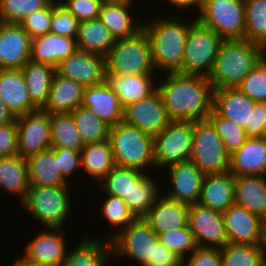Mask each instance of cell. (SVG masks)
<instances>
[{"mask_svg": "<svg viewBox=\"0 0 266 266\" xmlns=\"http://www.w3.org/2000/svg\"><path fill=\"white\" fill-rule=\"evenodd\" d=\"M157 85L171 121L206 120L212 110L213 89L208 77L168 72Z\"/></svg>", "mask_w": 266, "mask_h": 266, "instance_id": "cell-1", "label": "cell"}, {"mask_svg": "<svg viewBox=\"0 0 266 266\" xmlns=\"http://www.w3.org/2000/svg\"><path fill=\"white\" fill-rule=\"evenodd\" d=\"M182 20L178 15L172 18L156 16L149 22H143L142 29L151 46L152 63L155 71H160V74L181 69L188 29L196 17L190 21Z\"/></svg>", "mask_w": 266, "mask_h": 266, "instance_id": "cell-2", "label": "cell"}, {"mask_svg": "<svg viewBox=\"0 0 266 266\" xmlns=\"http://www.w3.org/2000/svg\"><path fill=\"white\" fill-rule=\"evenodd\" d=\"M266 56V50L246 39L223 40L209 81L213 91L236 88Z\"/></svg>", "mask_w": 266, "mask_h": 266, "instance_id": "cell-3", "label": "cell"}, {"mask_svg": "<svg viewBox=\"0 0 266 266\" xmlns=\"http://www.w3.org/2000/svg\"><path fill=\"white\" fill-rule=\"evenodd\" d=\"M109 141L114 163L145 172L155 169L154 138L125 122L110 127Z\"/></svg>", "mask_w": 266, "mask_h": 266, "instance_id": "cell-4", "label": "cell"}, {"mask_svg": "<svg viewBox=\"0 0 266 266\" xmlns=\"http://www.w3.org/2000/svg\"><path fill=\"white\" fill-rule=\"evenodd\" d=\"M69 186H30L26 199L21 203L33 220L46 228H63L72 210ZM70 193V194H69ZM72 201V202H71Z\"/></svg>", "mask_w": 266, "mask_h": 266, "instance_id": "cell-5", "label": "cell"}, {"mask_svg": "<svg viewBox=\"0 0 266 266\" xmlns=\"http://www.w3.org/2000/svg\"><path fill=\"white\" fill-rule=\"evenodd\" d=\"M106 74L139 75L155 72L151 46L142 29L130 38L117 39L105 57Z\"/></svg>", "mask_w": 266, "mask_h": 266, "instance_id": "cell-6", "label": "cell"}, {"mask_svg": "<svg viewBox=\"0 0 266 266\" xmlns=\"http://www.w3.org/2000/svg\"><path fill=\"white\" fill-rule=\"evenodd\" d=\"M223 39L197 19L189 26L181 69L185 75H211Z\"/></svg>", "mask_w": 266, "mask_h": 266, "instance_id": "cell-7", "label": "cell"}, {"mask_svg": "<svg viewBox=\"0 0 266 266\" xmlns=\"http://www.w3.org/2000/svg\"><path fill=\"white\" fill-rule=\"evenodd\" d=\"M189 160L205 176L229 171L230 154L207 119L194 122L193 144Z\"/></svg>", "mask_w": 266, "mask_h": 266, "instance_id": "cell-8", "label": "cell"}, {"mask_svg": "<svg viewBox=\"0 0 266 266\" xmlns=\"http://www.w3.org/2000/svg\"><path fill=\"white\" fill-rule=\"evenodd\" d=\"M198 14L196 19L223 40L245 39V0H202Z\"/></svg>", "mask_w": 266, "mask_h": 266, "instance_id": "cell-9", "label": "cell"}, {"mask_svg": "<svg viewBox=\"0 0 266 266\" xmlns=\"http://www.w3.org/2000/svg\"><path fill=\"white\" fill-rule=\"evenodd\" d=\"M194 122L171 121L154 136V161L160 170L189 161L193 144Z\"/></svg>", "mask_w": 266, "mask_h": 266, "instance_id": "cell-10", "label": "cell"}, {"mask_svg": "<svg viewBox=\"0 0 266 266\" xmlns=\"http://www.w3.org/2000/svg\"><path fill=\"white\" fill-rule=\"evenodd\" d=\"M112 257L130 258L140 266H150L154 245L159 236L150 228L144 218H136L111 240Z\"/></svg>", "mask_w": 266, "mask_h": 266, "instance_id": "cell-11", "label": "cell"}, {"mask_svg": "<svg viewBox=\"0 0 266 266\" xmlns=\"http://www.w3.org/2000/svg\"><path fill=\"white\" fill-rule=\"evenodd\" d=\"M18 155L28 157L51 148L50 114L38 109L16 117Z\"/></svg>", "mask_w": 266, "mask_h": 266, "instance_id": "cell-12", "label": "cell"}, {"mask_svg": "<svg viewBox=\"0 0 266 266\" xmlns=\"http://www.w3.org/2000/svg\"><path fill=\"white\" fill-rule=\"evenodd\" d=\"M222 215L228 243L265 245L266 222L261 218L236 204Z\"/></svg>", "mask_w": 266, "mask_h": 266, "instance_id": "cell-13", "label": "cell"}, {"mask_svg": "<svg viewBox=\"0 0 266 266\" xmlns=\"http://www.w3.org/2000/svg\"><path fill=\"white\" fill-rule=\"evenodd\" d=\"M188 226L196 244L221 249L228 244L223 215L199 203L189 205Z\"/></svg>", "mask_w": 266, "mask_h": 266, "instance_id": "cell-14", "label": "cell"}, {"mask_svg": "<svg viewBox=\"0 0 266 266\" xmlns=\"http://www.w3.org/2000/svg\"><path fill=\"white\" fill-rule=\"evenodd\" d=\"M124 122L151 136L159 134L170 122L159 92L124 108Z\"/></svg>", "mask_w": 266, "mask_h": 266, "instance_id": "cell-15", "label": "cell"}, {"mask_svg": "<svg viewBox=\"0 0 266 266\" xmlns=\"http://www.w3.org/2000/svg\"><path fill=\"white\" fill-rule=\"evenodd\" d=\"M43 230L26 244L24 254L20 257L34 265L60 266L68 248L65 245V231L62 228L46 227Z\"/></svg>", "mask_w": 266, "mask_h": 266, "instance_id": "cell-16", "label": "cell"}, {"mask_svg": "<svg viewBox=\"0 0 266 266\" xmlns=\"http://www.w3.org/2000/svg\"><path fill=\"white\" fill-rule=\"evenodd\" d=\"M55 72L85 87L96 86L104 83L106 79L105 57L78 49L60 61Z\"/></svg>", "mask_w": 266, "mask_h": 266, "instance_id": "cell-17", "label": "cell"}, {"mask_svg": "<svg viewBox=\"0 0 266 266\" xmlns=\"http://www.w3.org/2000/svg\"><path fill=\"white\" fill-rule=\"evenodd\" d=\"M31 41L20 24L0 22V70L21 69L30 60Z\"/></svg>", "mask_w": 266, "mask_h": 266, "instance_id": "cell-18", "label": "cell"}, {"mask_svg": "<svg viewBox=\"0 0 266 266\" xmlns=\"http://www.w3.org/2000/svg\"><path fill=\"white\" fill-rule=\"evenodd\" d=\"M172 188H169L165 197L185 203L196 204L200 200L204 174L190 160L167 167Z\"/></svg>", "mask_w": 266, "mask_h": 266, "instance_id": "cell-19", "label": "cell"}, {"mask_svg": "<svg viewBox=\"0 0 266 266\" xmlns=\"http://www.w3.org/2000/svg\"><path fill=\"white\" fill-rule=\"evenodd\" d=\"M254 103L238 87L213 91L212 109L221 117L243 127L247 137H250V117Z\"/></svg>", "mask_w": 266, "mask_h": 266, "instance_id": "cell-20", "label": "cell"}, {"mask_svg": "<svg viewBox=\"0 0 266 266\" xmlns=\"http://www.w3.org/2000/svg\"><path fill=\"white\" fill-rule=\"evenodd\" d=\"M81 106L88 108L110 127L124 122V107L106 81L96 86L85 87Z\"/></svg>", "mask_w": 266, "mask_h": 266, "instance_id": "cell-21", "label": "cell"}, {"mask_svg": "<svg viewBox=\"0 0 266 266\" xmlns=\"http://www.w3.org/2000/svg\"><path fill=\"white\" fill-rule=\"evenodd\" d=\"M143 218L157 235L178 230L188 227L189 205L160 195Z\"/></svg>", "mask_w": 266, "mask_h": 266, "instance_id": "cell-22", "label": "cell"}, {"mask_svg": "<svg viewBox=\"0 0 266 266\" xmlns=\"http://www.w3.org/2000/svg\"><path fill=\"white\" fill-rule=\"evenodd\" d=\"M229 172L234 176H266V137H248L230 155Z\"/></svg>", "mask_w": 266, "mask_h": 266, "instance_id": "cell-23", "label": "cell"}, {"mask_svg": "<svg viewBox=\"0 0 266 266\" xmlns=\"http://www.w3.org/2000/svg\"><path fill=\"white\" fill-rule=\"evenodd\" d=\"M77 50V39L49 32L32 39L30 60L56 68Z\"/></svg>", "mask_w": 266, "mask_h": 266, "instance_id": "cell-24", "label": "cell"}, {"mask_svg": "<svg viewBox=\"0 0 266 266\" xmlns=\"http://www.w3.org/2000/svg\"><path fill=\"white\" fill-rule=\"evenodd\" d=\"M0 98L15 117L38 110L30 100L21 69L0 70Z\"/></svg>", "mask_w": 266, "mask_h": 266, "instance_id": "cell-25", "label": "cell"}, {"mask_svg": "<svg viewBox=\"0 0 266 266\" xmlns=\"http://www.w3.org/2000/svg\"><path fill=\"white\" fill-rule=\"evenodd\" d=\"M85 86L72 79L58 75L53 76L49 96L43 111L53 114L71 113L81 106Z\"/></svg>", "mask_w": 266, "mask_h": 266, "instance_id": "cell-26", "label": "cell"}, {"mask_svg": "<svg viewBox=\"0 0 266 266\" xmlns=\"http://www.w3.org/2000/svg\"><path fill=\"white\" fill-rule=\"evenodd\" d=\"M235 176L228 172L204 176L199 204L223 213L235 204Z\"/></svg>", "mask_w": 266, "mask_h": 266, "instance_id": "cell-27", "label": "cell"}, {"mask_svg": "<svg viewBox=\"0 0 266 266\" xmlns=\"http://www.w3.org/2000/svg\"><path fill=\"white\" fill-rule=\"evenodd\" d=\"M133 3L125 0L104 3L101 6L98 19L108 28L115 40L133 37L142 30L143 23L140 18L133 19V14L129 13Z\"/></svg>", "mask_w": 266, "mask_h": 266, "instance_id": "cell-28", "label": "cell"}, {"mask_svg": "<svg viewBox=\"0 0 266 266\" xmlns=\"http://www.w3.org/2000/svg\"><path fill=\"white\" fill-rule=\"evenodd\" d=\"M82 236L81 242L72 251L66 252L60 266H106L112 258L111 241L90 238L86 234Z\"/></svg>", "mask_w": 266, "mask_h": 266, "instance_id": "cell-29", "label": "cell"}, {"mask_svg": "<svg viewBox=\"0 0 266 266\" xmlns=\"http://www.w3.org/2000/svg\"><path fill=\"white\" fill-rule=\"evenodd\" d=\"M235 204L266 222V176H235Z\"/></svg>", "mask_w": 266, "mask_h": 266, "instance_id": "cell-30", "label": "cell"}, {"mask_svg": "<svg viewBox=\"0 0 266 266\" xmlns=\"http://www.w3.org/2000/svg\"><path fill=\"white\" fill-rule=\"evenodd\" d=\"M154 74L116 75L106 74V83L118 95L125 108L131 103L146 98L157 90ZM154 78V79H153Z\"/></svg>", "mask_w": 266, "mask_h": 266, "instance_id": "cell-31", "label": "cell"}, {"mask_svg": "<svg viewBox=\"0 0 266 266\" xmlns=\"http://www.w3.org/2000/svg\"><path fill=\"white\" fill-rule=\"evenodd\" d=\"M26 160L30 186H70L57 169V155L52 148L38 152Z\"/></svg>", "mask_w": 266, "mask_h": 266, "instance_id": "cell-32", "label": "cell"}, {"mask_svg": "<svg viewBox=\"0 0 266 266\" xmlns=\"http://www.w3.org/2000/svg\"><path fill=\"white\" fill-rule=\"evenodd\" d=\"M0 188L20 197L23 203L30 188L28 164L19 155L0 158Z\"/></svg>", "mask_w": 266, "mask_h": 266, "instance_id": "cell-33", "label": "cell"}, {"mask_svg": "<svg viewBox=\"0 0 266 266\" xmlns=\"http://www.w3.org/2000/svg\"><path fill=\"white\" fill-rule=\"evenodd\" d=\"M31 102L42 109L47 102L55 68L29 60L21 68Z\"/></svg>", "mask_w": 266, "mask_h": 266, "instance_id": "cell-34", "label": "cell"}, {"mask_svg": "<svg viewBox=\"0 0 266 266\" xmlns=\"http://www.w3.org/2000/svg\"><path fill=\"white\" fill-rule=\"evenodd\" d=\"M115 166L110 141L86 144L81 150L82 173L100 182Z\"/></svg>", "mask_w": 266, "mask_h": 266, "instance_id": "cell-35", "label": "cell"}, {"mask_svg": "<svg viewBox=\"0 0 266 266\" xmlns=\"http://www.w3.org/2000/svg\"><path fill=\"white\" fill-rule=\"evenodd\" d=\"M115 41L98 18L80 22L77 36L79 50L106 57Z\"/></svg>", "mask_w": 266, "mask_h": 266, "instance_id": "cell-36", "label": "cell"}, {"mask_svg": "<svg viewBox=\"0 0 266 266\" xmlns=\"http://www.w3.org/2000/svg\"><path fill=\"white\" fill-rule=\"evenodd\" d=\"M145 172L128 167L115 165L106 176L99 182V190L104 194L130 200V192L135 184Z\"/></svg>", "mask_w": 266, "mask_h": 266, "instance_id": "cell-37", "label": "cell"}, {"mask_svg": "<svg viewBox=\"0 0 266 266\" xmlns=\"http://www.w3.org/2000/svg\"><path fill=\"white\" fill-rule=\"evenodd\" d=\"M51 147L81 151L85 146L71 113L50 115Z\"/></svg>", "mask_w": 266, "mask_h": 266, "instance_id": "cell-38", "label": "cell"}, {"mask_svg": "<svg viewBox=\"0 0 266 266\" xmlns=\"http://www.w3.org/2000/svg\"><path fill=\"white\" fill-rule=\"evenodd\" d=\"M157 183L153 177L145 173L133 184L130 200L124 201L136 218H143L155 204L160 194L163 195V193H159L161 189H158Z\"/></svg>", "mask_w": 266, "mask_h": 266, "instance_id": "cell-39", "label": "cell"}, {"mask_svg": "<svg viewBox=\"0 0 266 266\" xmlns=\"http://www.w3.org/2000/svg\"><path fill=\"white\" fill-rule=\"evenodd\" d=\"M71 114L84 145L109 140L110 126L88 108L79 106Z\"/></svg>", "mask_w": 266, "mask_h": 266, "instance_id": "cell-40", "label": "cell"}, {"mask_svg": "<svg viewBox=\"0 0 266 266\" xmlns=\"http://www.w3.org/2000/svg\"><path fill=\"white\" fill-rule=\"evenodd\" d=\"M245 39L266 50V0H245Z\"/></svg>", "mask_w": 266, "mask_h": 266, "instance_id": "cell-41", "label": "cell"}, {"mask_svg": "<svg viewBox=\"0 0 266 266\" xmlns=\"http://www.w3.org/2000/svg\"><path fill=\"white\" fill-rule=\"evenodd\" d=\"M265 245L228 243L220 249L221 261L227 266H262Z\"/></svg>", "mask_w": 266, "mask_h": 266, "instance_id": "cell-42", "label": "cell"}, {"mask_svg": "<svg viewBox=\"0 0 266 266\" xmlns=\"http://www.w3.org/2000/svg\"><path fill=\"white\" fill-rule=\"evenodd\" d=\"M103 203L101 209L103 217L110 223V227H113V231L107 236L108 240H111L121 230L128 227L136 217L129 210L124 199L106 194Z\"/></svg>", "mask_w": 266, "mask_h": 266, "instance_id": "cell-43", "label": "cell"}, {"mask_svg": "<svg viewBox=\"0 0 266 266\" xmlns=\"http://www.w3.org/2000/svg\"><path fill=\"white\" fill-rule=\"evenodd\" d=\"M207 120L215 128L216 133L222 139L226 150L230 155L238 150L248 138L243 127L238 126L233 121L221 117L213 109L207 116Z\"/></svg>", "mask_w": 266, "mask_h": 266, "instance_id": "cell-44", "label": "cell"}, {"mask_svg": "<svg viewBox=\"0 0 266 266\" xmlns=\"http://www.w3.org/2000/svg\"><path fill=\"white\" fill-rule=\"evenodd\" d=\"M52 0H0V22L20 24L36 10L45 8Z\"/></svg>", "mask_w": 266, "mask_h": 266, "instance_id": "cell-45", "label": "cell"}, {"mask_svg": "<svg viewBox=\"0 0 266 266\" xmlns=\"http://www.w3.org/2000/svg\"><path fill=\"white\" fill-rule=\"evenodd\" d=\"M158 236L162 244L182 259L186 258L198 248L189 226L178 230H169L165 233L158 234Z\"/></svg>", "mask_w": 266, "mask_h": 266, "instance_id": "cell-46", "label": "cell"}, {"mask_svg": "<svg viewBox=\"0 0 266 266\" xmlns=\"http://www.w3.org/2000/svg\"><path fill=\"white\" fill-rule=\"evenodd\" d=\"M238 88L254 102L266 103V56L246 75Z\"/></svg>", "mask_w": 266, "mask_h": 266, "instance_id": "cell-47", "label": "cell"}, {"mask_svg": "<svg viewBox=\"0 0 266 266\" xmlns=\"http://www.w3.org/2000/svg\"><path fill=\"white\" fill-rule=\"evenodd\" d=\"M80 21L61 2L52 1L50 32L77 39Z\"/></svg>", "mask_w": 266, "mask_h": 266, "instance_id": "cell-48", "label": "cell"}, {"mask_svg": "<svg viewBox=\"0 0 266 266\" xmlns=\"http://www.w3.org/2000/svg\"><path fill=\"white\" fill-rule=\"evenodd\" d=\"M52 16V1L45 7L36 10L25 17L21 22V27L33 39L37 36L45 35L50 32Z\"/></svg>", "mask_w": 266, "mask_h": 266, "instance_id": "cell-49", "label": "cell"}, {"mask_svg": "<svg viewBox=\"0 0 266 266\" xmlns=\"http://www.w3.org/2000/svg\"><path fill=\"white\" fill-rule=\"evenodd\" d=\"M61 3L80 22L97 19L103 4L100 0H63Z\"/></svg>", "mask_w": 266, "mask_h": 266, "instance_id": "cell-50", "label": "cell"}, {"mask_svg": "<svg viewBox=\"0 0 266 266\" xmlns=\"http://www.w3.org/2000/svg\"><path fill=\"white\" fill-rule=\"evenodd\" d=\"M57 155V165L61 176L68 182V178L81 169V151L68 148L51 147Z\"/></svg>", "mask_w": 266, "mask_h": 266, "instance_id": "cell-51", "label": "cell"}, {"mask_svg": "<svg viewBox=\"0 0 266 266\" xmlns=\"http://www.w3.org/2000/svg\"><path fill=\"white\" fill-rule=\"evenodd\" d=\"M221 262L220 249L198 247L183 259V266H219Z\"/></svg>", "mask_w": 266, "mask_h": 266, "instance_id": "cell-52", "label": "cell"}, {"mask_svg": "<svg viewBox=\"0 0 266 266\" xmlns=\"http://www.w3.org/2000/svg\"><path fill=\"white\" fill-rule=\"evenodd\" d=\"M14 155H18L16 120L0 126V158Z\"/></svg>", "mask_w": 266, "mask_h": 266, "instance_id": "cell-53", "label": "cell"}, {"mask_svg": "<svg viewBox=\"0 0 266 266\" xmlns=\"http://www.w3.org/2000/svg\"><path fill=\"white\" fill-rule=\"evenodd\" d=\"M183 259L160 241L154 245L150 266H181Z\"/></svg>", "mask_w": 266, "mask_h": 266, "instance_id": "cell-54", "label": "cell"}, {"mask_svg": "<svg viewBox=\"0 0 266 266\" xmlns=\"http://www.w3.org/2000/svg\"><path fill=\"white\" fill-rule=\"evenodd\" d=\"M266 118V103L255 102L250 117V137H263Z\"/></svg>", "mask_w": 266, "mask_h": 266, "instance_id": "cell-55", "label": "cell"}, {"mask_svg": "<svg viewBox=\"0 0 266 266\" xmlns=\"http://www.w3.org/2000/svg\"><path fill=\"white\" fill-rule=\"evenodd\" d=\"M168 3H171L170 5L175 6L177 9L181 11V9L187 10L188 8L196 9L200 12L201 6H202V0H165ZM196 5V6H195Z\"/></svg>", "mask_w": 266, "mask_h": 266, "instance_id": "cell-56", "label": "cell"}, {"mask_svg": "<svg viewBox=\"0 0 266 266\" xmlns=\"http://www.w3.org/2000/svg\"><path fill=\"white\" fill-rule=\"evenodd\" d=\"M16 120L14 114L5 105L4 101L0 98V126L12 123Z\"/></svg>", "mask_w": 266, "mask_h": 266, "instance_id": "cell-57", "label": "cell"}, {"mask_svg": "<svg viewBox=\"0 0 266 266\" xmlns=\"http://www.w3.org/2000/svg\"><path fill=\"white\" fill-rule=\"evenodd\" d=\"M12 266H39L24 261L21 257L17 258Z\"/></svg>", "mask_w": 266, "mask_h": 266, "instance_id": "cell-58", "label": "cell"}, {"mask_svg": "<svg viewBox=\"0 0 266 266\" xmlns=\"http://www.w3.org/2000/svg\"><path fill=\"white\" fill-rule=\"evenodd\" d=\"M103 4L104 3H116V2H121L125 0H100Z\"/></svg>", "mask_w": 266, "mask_h": 266, "instance_id": "cell-59", "label": "cell"}, {"mask_svg": "<svg viewBox=\"0 0 266 266\" xmlns=\"http://www.w3.org/2000/svg\"><path fill=\"white\" fill-rule=\"evenodd\" d=\"M262 266H266V249H265V253H264V257L262 261Z\"/></svg>", "mask_w": 266, "mask_h": 266, "instance_id": "cell-60", "label": "cell"}, {"mask_svg": "<svg viewBox=\"0 0 266 266\" xmlns=\"http://www.w3.org/2000/svg\"><path fill=\"white\" fill-rule=\"evenodd\" d=\"M264 136L266 137V118H265Z\"/></svg>", "mask_w": 266, "mask_h": 266, "instance_id": "cell-61", "label": "cell"}, {"mask_svg": "<svg viewBox=\"0 0 266 266\" xmlns=\"http://www.w3.org/2000/svg\"><path fill=\"white\" fill-rule=\"evenodd\" d=\"M219 266H227L222 261L220 262Z\"/></svg>", "mask_w": 266, "mask_h": 266, "instance_id": "cell-62", "label": "cell"}, {"mask_svg": "<svg viewBox=\"0 0 266 266\" xmlns=\"http://www.w3.org/2000/svg\"><path fill=\"white\" fill-rule=\"evenodd\" d=\"M52 1H54V2H61V1H63V0H52Z\"/></svg>", "mask_w": 266, "mask_h": 266, "instance_id": "cell-63", "label": "cell"}]
</instances>
